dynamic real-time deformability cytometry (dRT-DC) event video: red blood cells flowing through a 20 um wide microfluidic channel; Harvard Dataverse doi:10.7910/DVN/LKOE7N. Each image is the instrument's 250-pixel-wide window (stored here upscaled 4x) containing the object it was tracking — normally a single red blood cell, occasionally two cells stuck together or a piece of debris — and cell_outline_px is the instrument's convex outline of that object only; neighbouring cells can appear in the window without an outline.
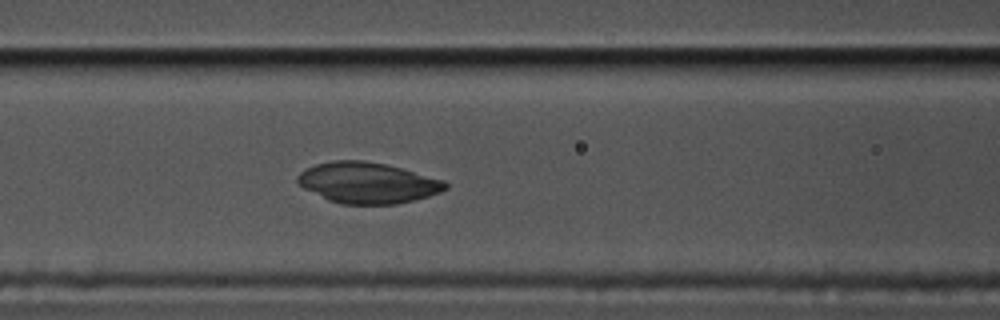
{"species": "common noctule bat (a hibernating species)", "species_latin": "Nyctalus noctula", "temperature_condition": "cold", "stored_images_in_passage": 57, "camera_frame_rate_fps": 3000, "um_per_image_px": 0.085, "animal": {"sex": "male", "body_mass_g": 17.5, "forearm_length_mm": 52.3}, "frame": {"image": 1, "passage_image": 23, "time_ms": 7.333, "image_size_px": [1000, 320], "cell_outline_px": [[448, 188], [440, 192], [428, 196], [396, 204], [340, 204], [328, 200], [304, 188], [296, 180], [296, 176], [304, 168], [316, 164], [336, 160], [364, 160], [384, 164], [400, 168], [444, 180], [448, 184]], "centroid_in_image_um": [31.22, 15.54], "position_along_channel_um": 135.4, "area_um2": 35.08}}
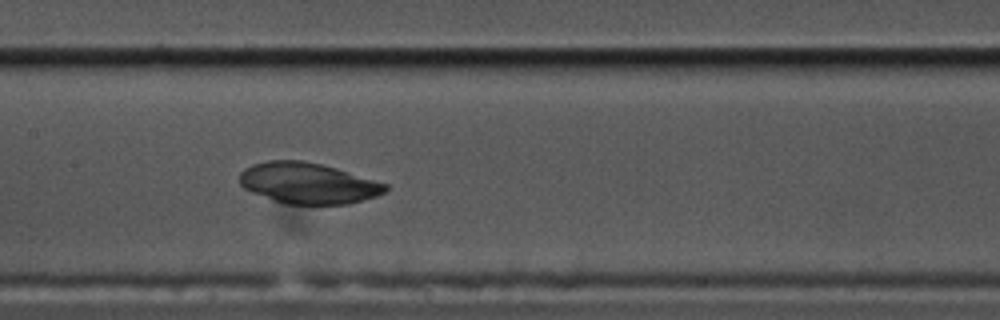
{"frame": {"image": 2, "passage_image": 27, "time_ms": 8.667, "image_size_px": [1000, 320], "cell_outline_px": [[388, 188], [384, 192], [376, 196], [348, 204], [284, 204], [272, 200], [252, 192], [244, 188], [240, 184], [240, 172], [244, 168], [252, 164], [268, 160], [304, 160], [336, 168], [388, 184]], "centroid_in_image_um": [26.16, 15.57], "position_along_channel_um": 181.2, "area_um2": 34.8}}
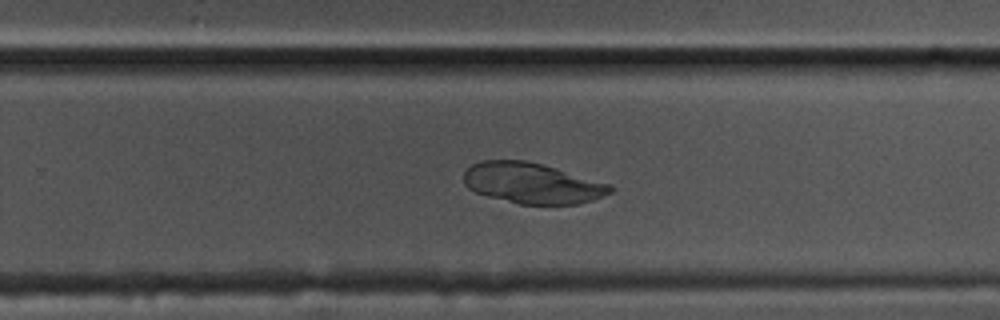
{"frame": {"image": 3, "passage_image": 36, "time_ms": 11.667, "image_size_px": [1000, 320], "cell_outline_px": [[616, 188], [612, 192], [592, 200], [576, 204], [520, 204], [488, 196], [476, 192], [468, 188], [464, 184], [464, 172], [472, 164], [480, 160], [524, 160], [540, 164], [612, 184]], "centroid_in_image_um": [45.24, 15.57], "position_along_channel_um": 284.6, "area_um2": 34.56}}